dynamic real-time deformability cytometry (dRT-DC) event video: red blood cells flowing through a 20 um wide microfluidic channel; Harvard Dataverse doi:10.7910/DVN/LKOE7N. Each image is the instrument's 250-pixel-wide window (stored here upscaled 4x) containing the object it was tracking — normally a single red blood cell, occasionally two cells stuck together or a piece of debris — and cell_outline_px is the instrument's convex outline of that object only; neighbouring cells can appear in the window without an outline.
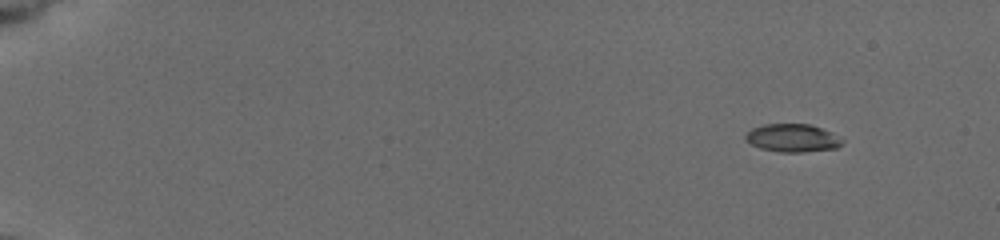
{"species": "common noctule bat (a hibernating species)", "species_latin": "Nyctalus noctula", "temperature_condition": "cold", "stored_images_in_passage": 29, "camera_frame_rate_fps": 3000, "um_per_image_px": 0.085, "animal": {"sex": "female", "body_mass_g": 19.5, "forearm_length_mm": 54.1}, "frame": {"image": 1, "passage_image": 3, "time_ms": 1.333, "image_size_px": [1000, 240], "cell_outline_px": [[844, 140], [836, 148], [800, 152], [780, 152], [760, 148], [744, 140], [744, 136], [752, 128], [764, 124], [808, 124], [832, 132]], "centroid_in_image_um": [67.34, 11.72], "position_along_channel_um": 17.7, "area_um2": 15.66}}
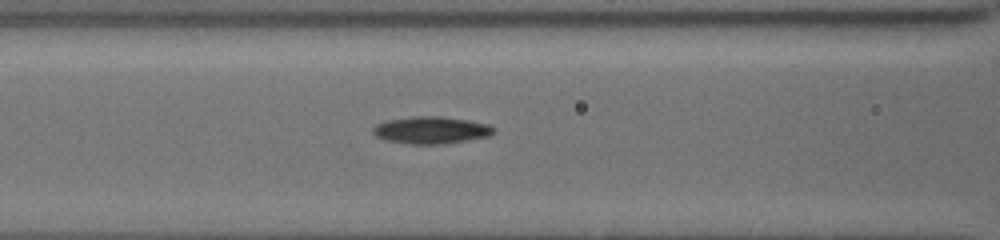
{"frame": {"image": 2, "passage_image": 22, "time_ms": 8.333, "image_size_px": [1000, 240], "cell_outline_px": [[496, 132], [492, 136], [444, 144], [408, 144], [384, 140], [376, 136], [372, 132], [372, 128], [376, 124], [388, 120], [412, 116], [440, 116], [468, 120], [488, 124], [496, 128]], "centroid_in_image_um": [36.67, 11.06], "position_along_channel_um": 129.9, "area_um2": 19.42}}
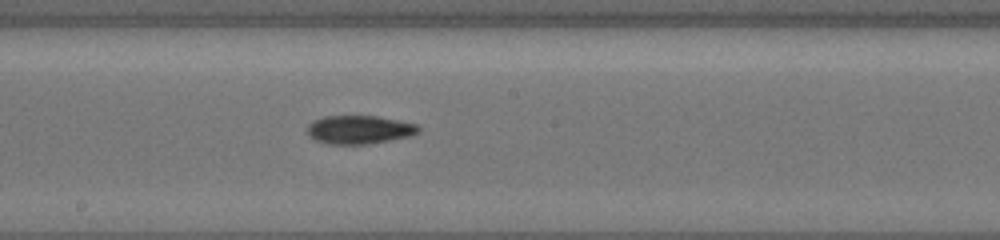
{"frame": {"image": 3, "passage_image": 29, "time_ms": 10.667, "image_size_px": [1000, 240], "cell_outline_px": [[420, 132], [408, 136], [368, 144], [328, 144], [316, 140], [308, 136], [308, 124], [312, 120], [324, 116], [376, 116], [416, 124], [420, 128]], "centroid_in_image_um": [30.49, 11.02], "position_along_channel_um": 217.7, "area_um2": 18.32}}